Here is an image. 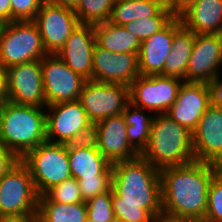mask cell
<instances>
[{
    "mask_svg": "<svg viewBox=\"0 0 222 222\" xmlns=\"http://www.w3.org/2000/svg\"><path fill=\"white\" fill-rule=\"evenodd\" d=\"M116 221L154 222L162 210L160 170L141 156L112 163Z\"/></svg>",
    "mask_w": 222,
    "mask_h": 222,
    "instance_id": "6da1fadb",
    "label": "cell"
},
{
    "mask_svg": "<svg viewBox=\"0 0 222 222\" xmlns=\"http://www.w3.org/2000/svg\"><path fill=\"white\" fill-rule=\"evenodd\" d=\"M220 170L216 164L201 161L160 169L162 209L202 222L210 183Z\"/></svg>",
    "mask_w": 222,
    "mask_h": 222,
    "instance_id": "7a4b0ae2",
    "label": "cell"
},
{
    "mask_svg": "<svg viewBox=\"0 0 222 222\" xmlns=\"http://www.w3.org/2000/svg\"><path fill=\"white\" fill-rule=\"evenodd\" d=\"M46 111L11 101L0 106V143L21 159L46 142Z\"/></svg>",
    "mask_w": 222,
    "mask_h": 222,
    "instance_id": "3957f363",
    "label": "cell"
},
{
    "mask_svg": "<svg viewBox=\"0 0 222 222\" xmlns=\"http://www.w3.org/2000/svg\"><path fill=\"white\" fill-rule=\"evenodd\" d=\"M140 156L159 170L192 163V132L167 114H154L149 141Z\"/></svg>",
    "mask_w": 222,
    "mask_h": 222,
    "instance_id": "277c9868",
    "label": "cell"
},
{
    "mask_svg": "<svg viewBox=\"0 0 222 222\" xmlns=\"http://www.w3.org/2000/svg\"><path fill=\"white\" fill-rule=\"evenodd\" d=\"M21 161L28 167L39 196L72 177L64 144L46 141L29 151Z\"/></svg>",
    "mask_w": 222,
    "mask_h": 222,
    "instance_id": "5b68a950",
    "label": "cell"
},
{
    "mask_svg": "<svg viewBox=\"0 0 222 222\" xmlns=\"http://www.w3.org/2000/svg\"><path fill=\"white\" fill-rule=\"evenodd\" d=\"M48 55L39 29L33 20L9 22L0 41V65H13L41 60Z\"/></svg>",
    "mask_w": 222,
    "mask_h": 222,
    "instance_id": "8992f818",
    "label": "cell"
},
{
    "mask_svg": "<svg viewBox=\"0 0 222 222\" xmlns=\"http://www.w3.org/2000/svg\"><path fill=\"white\" fill-rule=\"evenodd\" d=\"M38 198L30 171L22 161L0 179V216L37 215Z\"/></svg>",
    "mask_w": 222,
    "mask_h": 222,
    "instance_id": "52a82bcc",
    "label": "cell"
},
{
    "mask_svg": "<svg viewBox=\"0 0 222 222\" xmlns=\"http://www.w3.org/2000/svg\"><path fill=\"white\" fill-rule=\"evenodd\" d=\"M183 82L177 77L139 75L129 86L130 103L153 114H166Z\"/></svg>",
    "mask_w": 222,
    "mask_h": 222,
    "instance_id": "ba28073f",
    "label": "cell"
},
{
    "mask_svg": "<svg viewBox=\"0 0 222 222\" xmlns=\"http://www.w3.org/2000/svg\"><path fill=\"white\" fill-rule=\"evenodd\" d=\"M79 101L92 123L110 116L122 115L130 102L129 86L86 80Z\"/></svg>",
    "mask_w": 222,
    "mask_h": 222,
    "instance_id": "9c48e42d",
    "label": "cell"
},
{
    "mask_svg": "<svg viewBox=\"0 0 222 222\" xmlns=\"http://www.w3.org/2000/svg\"><path fill=\"white\" fill-rule=\"evenodd\" d=\"M46 106L79 100L86 79L72 71L56 54L41 59Z\"/></svg>",
    "mask_w": 222,
    "mask_h": 222,
    "instance_id": "30bf717a",
    "label": "cell"
},
{
    "mask_svg": "<svg viewBox=\"0 0 222 222\" xmlns=\"http://www.w3.org/2000/svg\"><path fill=\"white\" fill-rule=\"evenodd\" d=\"M33 21L39 29L48 54H56L79 24L74 9L51 3L48 0L42 3Z\"/></svg>",
    "mask_w": 222,
    "mask_h": 222,
    "instance_id": "8fae6325",
    "label": "cell"
},
{
    "mask_svg": "<svg viewBox=\"0 0 222 222\" xmlns=\"http://www.w3.org/2000/svg\"><path fill=\"white\" fill-rule=\"evenodd\" d=\"M222 67V34H195L186 82H212Z\"/></svg>",
    "mask_w": 222,
    "mask_h": 222,
    "instance_id": "7c38bea8",
    "label": "cell"
},
{
    "mask_svg": "<svg viewBox=\"0 0 222 222\" xmlns=\"http://www.w3.org/2000/svg\"><path fill=\"white\" fill-rule=\"evenodd\" d=\"M9 101L16 104L46 107L41 60L13 65L6 69Z\"/></svg>",
    "mask_w": 222,
    "mask_h": 222,
    "instance_id": "4fadbf2b",
    "label": "cell"
},
{
    "mask_svg": "<svg viewBox=\"0 0 222 222\" xmlns=\"http://www.w3.org/2000/svg\"><path fill=\"white\" fill-rule=\"evenodd\" d=\"M46 140L65 144L92 122L79 100L60 102L45 107Z\"/></svg>",
    "mask_w": 222,
    "mask_h": 222,
    "instance_id": "5bb4252c",
    "label": "cell"
},
{
    "mask_svg": "<svg viewBox=\"0 0 222 222\" xmlns=\"http://www.w3.org/2000/svg\"><path fill=\"white\" fill-rule=\"evenodd\" d=\"M195 161L222 167V107L210 105L192 132Z\"/></svg>",
    "mask_w": 222,
    "mask_h": 222,
    "instance_id": "9a60e30c",
    "label": "cell"
},
{
    "mask_svg": "<svg viewBox=\"0 0 222 222\" xmlns=\"http://www.w3.org/2000/svg\"><path fill=\"white\" fill-rule=\"evenodd\" d=\"M210 105L211 91L208 83L184 81L179 89L177 99L166 114L193 132Z\"/></svg>",
    "mask_w": 222,
    "mask_h": 222,
    "instance_id": "2e32d148",
    "label": "cell"
},
{
    "mask_svg": "<svg viewBox=\"0 0 222 222\" xmlns=\"http://www.w3.org/2000/svg\"><path fill=\"white\" fill-rule=\"evenodd\" d=\"M139 75L137 54L114 53L95 44L92 80L130 86Z\"/></svg>",
    "mask_w": 222,
    "mask_h": 222,
    "instance_id": "e0dca14e",
    "label": "cell"
},
{
    "mask_svg": "<svg viewBox=\"0 0 222 222\" xmlns=\"http://www.w3.org/2000/svg\"><path fill=\"white\" fill-rule=\"evenodd\" d=\"M94 27L79 23L56 55L74 72L92 80Z\"/></svg>",
    "mask_w": 222,
    "mask_h": 222,
    "instance_id": "ac0fdd59",
    "label": "cell"
},
{
    "mask_svg": "<svg viewBox=\"0 0 222 222\" xmlns=\"http://www.w3.org/2000/svg\"><path fill=\"white\" fill-rule=\"evenodd\" d=\"M182 26L176 15L164 28L141 42L138 54L139 73L143 76L162 75L166 59L171 52L174 33Z\"/></svg>",
    "mask_w": 222,
    "mask_h": 222,
    "instance_id": "d6986e66",
    "label": "cell"
},
{
    "mask_svg": "<svg viewBox=\"0 0 222 222\" xmlns=\"http://www.w3.org/2000/svg\"><path fill=\"white\" fill-rule=\"evenodd\" d=\"M99 131V152L111 163L132 160L140 154L127 139L124 117L110 116L96 123Z\"/></svg>",
    "mask_w": 222,
    "mask_h": 222,
    "instance_id": "ffe728a7",
    "label": "cell"
},
{
    "mask_svg": "<svg viewBox=\"0 0 222 222\" xmlns=\"http://www.w3.org/2000/svg\"><path fill=\"white\" fill-rule=\"evenodd\" d=\"M178 16L182 25L195 34H222V0H197Z\"/></svg>",
    "mask_w": 222,
    "mask_h": 222,
    "instance_id": "44dd1931",
    "label": "cell"
},
{
    "mask_svg": "<svg viewBox=\"0 0 222 222\" xmlns=\"http://www.w3.org/2000/svg\"><path fill=\"white\" fill-rule=\"evenodd\" d=\"M96 44L114 53L139 54L140 40L126 30L124 26L105 21L93 25Z\"/></svg>",
    "mask_w": 222,
    "mask_h": 222,
    "instance_id": "7402d4cb",
    "label": "cell"
},
{
    "mask_svg": "<svg viewBox=\"0 0 222 222\" xmlns=\"http://www.w3.org/2000/svg\"><path fill=\"white\" fill-rule=\"evenodd\" d=\"M195 41V33L183 25L174 33L171 52L163 69V76L177 77L186 82V70Z\"/></svg>",
    "mask_w": 222,
    "mask_h": 222,
    "instance_id": "603a6c76",
    "label": "cell"
},
{
    "mask_svg": "<svg viewBox=\"0 0 222 222\" xmlns=\"http://www.w3.org/2000/svg\"><path fill=\"white\" fill-rule=\"evenodd\" d=\"M72 178L97 177L101 173H113L112 163L98 149L79 148L68 150Z\"/></svg>",
    "mask_w": 222,
    "mask_h": 222,
    "instance_id": "cb8c5ba5",
    "label": "cell"
},
{
    "mask_svg": "<svg viewBox=\"0 0 222 222\" xmlns=\"http://www.w3.org/2000/svg\"><path fill=\"white\" fill-rule=\"evenodd\" d=\"M145 111L148 113L151 112L136 107L129 102L122 113L127 125L126 134L128 142L139 154L142 153L148 144L151 123L154 116L153 113L145 114Z\"/></svg>",
    "mask_w": 222,
    "mask_h": 222,
    "instance_id": "d4e9b609",
    "label": "cell"
},
{
    "mask_svg": "<svg viewBox=\"0 0 222 222\" xmlns=\"http://www.w3.org/2000/svg\"><path fill=\"white\" fill-rule=\"evenodd\" d=\"M168 2V0H115L109 21L124 26L134 20L155 16Z\"/></svg>",
    "mask_w": 222,
    "mask_h": 222,
    "instance_id": "484cf974",
    "label": "cell"
},
{
    "mask_svg": "<svg viewBox=\"0 0 222 222\" xmlns=\"http://www.w3.org/2000/svg\"><path fill=\"white\" fill-rule=\"evenodd\" d=\"M39 222H84L87 216L85 202L63 204L51 201L46 195L38 198Z\"/></svg>",
    "mask_w": 222,
    "mask_h": 222,
    "instance_id": "4316f807",
    "label": "cell"
},
{
    "mask_svg": "<svg viewBox=\"0 0 222 222\" xmlns=\"http://www.w3.org/2000/svg\"><path fill=\"white\" fill-rule=\"evenodd\" d=\"M176 16L174 8L168 2L155 16L141 18L124 25L127 31L136 36L140 42L164 28Z\"/></svg>",
    "mask_w": 222,
    "mask_h": 222,
    "instance_id": "83f0119b",
    "label": "cell"
},
{
    "mask_svg": "<svg viewBox=\"0 0 222 222\" xmlns=\"http://www.w3.org/2000/svg\"><path fill=\"white\" fill-rule=\"evenodd\" d=\"M115 0H80L74 9L81 24L95 25L109 21Z\"/></svg>",
    "mask_w": 222,
    "mask_h": 222,
    "instance_id": "f1b7e54d",
    "label": "cell"
},
{
    "mask_svg": "<svg viewBox=\"0 0 222 222\" xmlns=\"http://www.w3.org/2000/svg\"><path fill=\"white\" fill-rule=\"evenodd\" d=\"M87 216L96 222H115V214L112 207V189L87 200Z\"/></svg>",
    "mask_w": 222,
    "mask_h": 222,
    "instance_id": "f546056e",
    "label": "cell"
},
{
    "mask_svg": "<svg viewBox=\"0 0 222 222\" xmlns=\"http://www.w3.org/2000/svg\"><path fill=\"white\" fill-rule=\"evenodd\" d=\"M202 222H222V169L210 183L207 211Z\"/></svg>",
    "mask_w": 222,
    "mask_h": 222,
    "instance_id": "4dcf8cb0",
    "label": "cell"
},
{
    "mask_svg": "<svg viewBox=\"0 0 222 222\" xmlns=\"http://www.w3.org/2000/svg\"><path fill=\"white\" fill-rule=\"evenodd\" d=\"M112 177L113 173H101L97 177L76 179L84 202L97 195L109 192L112 189Z\"/></svg>",
    "mask_w": 222,
    "mask_h": 222,
    "instance_id": "1f68e13d",
    "label": "cell"
},
{
    "mask_svg": "<svg viewBox=\"0 0 222 222\" xmlns=\"http://www.w3.org/2000/svg\"><path fill=\"white\" fill-rule=\"evenodd\" d=\"M45 195L51 201L63 204L84 202L80 193L78 181L72 177L54 186Z\"/></svg>",
    "mask_w": 222,
    "mask_h": 222,
    "instance_id": "d6a6232c",
    "label": "cell"
},
{
    "mask_svg": "<svg viewBox=\"0 0 222 222\" xmlns=\"http://www.w3.org/2000/svg\"><path fill=\"white\" fill-rule=\"evenodd\" d=\"M68 150L94 148L99 146V131L96 123H91L80 133L73 135L65 144Z\"/></svg>",
    "mask_w": 222,
    "mask_h": 222,
    "instance_id": "836d02e7",
    "label": "cell"
},
{
    "mask_svg": "<svg viewBox=\"0 0 222 222\" xmlns=\"http://www.w3.org/2000/svg\"><path fill=\"white\" fill-rule=\"evenodd\" d=\"M45 0H10L11 22L34 20Z\"/></svg>",
    "mask_w": 222,
    "mask_h": 222,
    "instance_id": "e575fe53",
    "label": "cell"
},
{
    "mask_svg": "<svg viewBox=\"0 0 222 222\" xmlns=\"http://www.w3.org/2000/svg\"><path fill=\"white\" fill-rule=\"evenodd\" d=\"M21 158L0 143V179L9 173Z\"/></svg>",
    "mask_w": 222,
    "mask_h": 222,
    "instance_id": "d590c367",
    "label": "cell"
},
{
    "mask_svg": "<svg viewBox=\"0 0 222 222\" xmlns=\"http://www.w3.org/2000/svg\"><path fill=\"white\" fill-rule=\"evenodd\" d=\"M221 73L209 83L211 91V104L222 107V78Z\"/></svg>",
    "mask_w": 222,
    "mask_h": 222,
    "instance_id": "8d00e7d4",
    "label": "cell"
},
{
    "mask_svg": "<svg viewBox=\"0 0 222 222\" xmlns=\"http://www.w3.org/2000/svg\"><path fill=\"white\" fill-rule=\"evenodd\" d=\"M154 222H197L190 217L174 214L162 209L155 217Z\"/></svg>",
    "mask_w": 222,
    "mask_h": 222,
    "instance_id": "74e56055",
    "label": "cell"
},
{
    "mask_svg": "<svg viewBox=\"0 0 222 222\" xmlns=\"http://www.w3.org/2000/svg\"><path fill=\"white\" fill-rule=\"evenodd\" d=\"M9 101L7 71L0 65V106Z\"/></svg>",
    "mask_w": 222,
    "mask_h": 222,
    "instance_id": "f35d334b",
    "label": "cell"
},
{
    "mask_svg": "<svg viewBox=\"0 0 222 222\" xmlns=\"http://www.w3.org/2000/svg\"><path fill=\"white\" fill-rule=\"evenodd\" d=\"M0 222H39L37 215L0 216Z\"/></svg>",
    "mask_w": 222,
    "mask_h": 222,
    "instance_id": "ab89813d",
    "label": "cell"
},
{
    "mask_svg": "<svg viewBox=\"0 0 222 222\" xmlns=\"http://www.w3.org/2000/svg\"><path fill=\"white\" fill-rule=\"evenodd\" d=\"M0 19L11 22V2L10 0H0Z\"/></svg>",
    "mask_w": 222,
    "mask_h": 222,
    "instance_id": "60d3db41",
    "label": "cell"
},
{
    "mask_svg": "<svg viewBox=\"0 0 222 222\" xmlns=\"http://www.w3.org/2000/svg\"><path fill=\"white\" fill-rule=\"evenodd\" d=\"M197 0H172L170 3L174 8L175 14L178 15L188 4Z\"/></svg>",
    "mask_w": 222,
    "mask_h": 222,
    "instance_id": "b9f144b4",
    "label": "cell"
},
{
    "mask_svg": "<svg viewBox=\"0 0 222 222\" xmlns=\"http://www.w3.org/2000/svg\"><path fill=\"white\" fill-rule=\"evenodd\" d=\"M48 1L72 9H75L80 2V0H48Z\"/></svg>",
    "mask_w": 222,
    "mask_h": 222,
    "instance_id": "7bdbcfd3",
    "label": "cell"
},
{
    "mask_svg": "<svg viewBox=\"0 0 222 222\" xmlns=\"http://www.w3.org/2000/svg\"><path fill=\"white\" fill-rule=\"evenodd\" d=\"M7 24L6 21L0 19V41L2 40V35Z\"/></svg>",
    "mask_w": 222,
    "mask_h": 222,
    "instance_id": "ee69618b",
    "label": "cell"
},
{
    "mask_svg": "<svg viewBox=\"0 0 222 222\" xmlns=\"http://www.w3.org/2000/svg\"><path fill=\"white\" fill-rule=\"evenodd\" d=\"M84 222H96V221H93L91 218H89L88 216H86Z\"/></svg>",
    "mask_w": 222,
    "mask_h": 222,
    "instance_id": "f6af8a7d",
    "label": "cell"
}]
</instances>
